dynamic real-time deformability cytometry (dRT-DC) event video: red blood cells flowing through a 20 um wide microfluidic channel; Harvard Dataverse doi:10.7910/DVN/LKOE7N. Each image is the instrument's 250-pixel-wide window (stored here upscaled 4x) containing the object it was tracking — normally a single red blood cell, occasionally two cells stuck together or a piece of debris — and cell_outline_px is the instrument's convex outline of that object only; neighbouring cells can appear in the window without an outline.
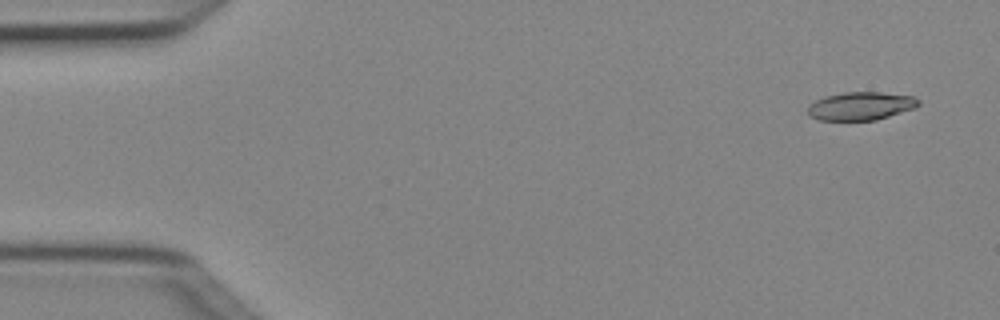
{"species": "Egyptian fruit bat (a non-hibernating species)", "species_latin": "Rousettus aegyptiacus", "temperature_condition": "cold", "stored_images_in_passage": 4, "camera_frame_rate_fps": 3000, "um_per_image_px": 0.085, "animal": {"sex": "female"}, "frame": {"image": 1, "passage_image": 1, "time_ms": 0.0, "image_size_px": [1000, 320], "cell_outline_px": [[920, 104], [916, 108], [876, 120], [820, 120], [808, 116], [808, 108], [816, 100], [824, 96], [844, 92], [880, 92], [912, 96], [920, 100]], "centroid_in_image_um": [73.19, 9.01], "position_along_channel_um": 11.8, "area_um2": 18.21}}